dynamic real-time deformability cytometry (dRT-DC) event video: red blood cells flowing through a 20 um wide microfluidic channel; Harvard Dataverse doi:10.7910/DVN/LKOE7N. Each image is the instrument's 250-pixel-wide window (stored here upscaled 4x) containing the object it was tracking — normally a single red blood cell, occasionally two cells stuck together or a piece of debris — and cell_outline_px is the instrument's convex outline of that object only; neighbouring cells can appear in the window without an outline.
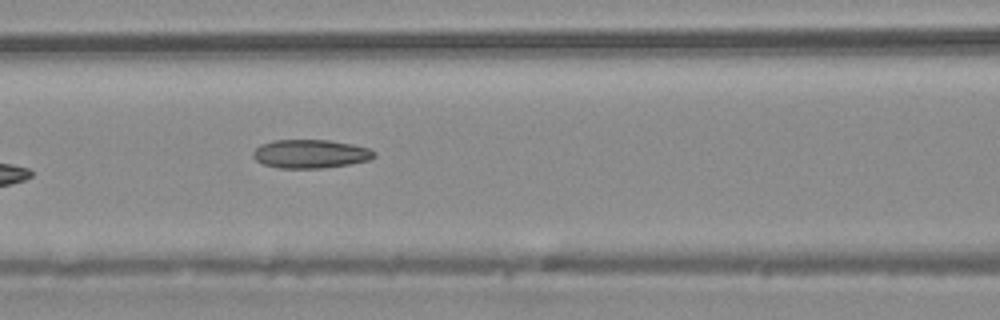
{"species": "common noctule bat (a hibernating species)", "species_latin": "Nyctalus noctula", "temperature_condition": "warm", "stored_images_in_passage": 6, "camera_frame_rate_fps": 3000, "um_per_image_px": 0.085, "animal": {"sex": "male", "body_mass_g": 20.4}, "frame": {"image": 1, "passage_image": 6, "time_ms": 1.667, "image_size_px": [1000, 320], "cell_outline_px": [[376, 156], [368, 160], [348, 164], [324, 168], [276, 168], [264, 164], [256, 160], [252, 156], [252, 152], [260, 144], [272, 140], [328, 140], [352, 144], [368, 148], [376, 152]], "centroid_in_image_um": [26.36, 13.07], "position_along_channel_um": 140.2, "area_um2": 20.23}}